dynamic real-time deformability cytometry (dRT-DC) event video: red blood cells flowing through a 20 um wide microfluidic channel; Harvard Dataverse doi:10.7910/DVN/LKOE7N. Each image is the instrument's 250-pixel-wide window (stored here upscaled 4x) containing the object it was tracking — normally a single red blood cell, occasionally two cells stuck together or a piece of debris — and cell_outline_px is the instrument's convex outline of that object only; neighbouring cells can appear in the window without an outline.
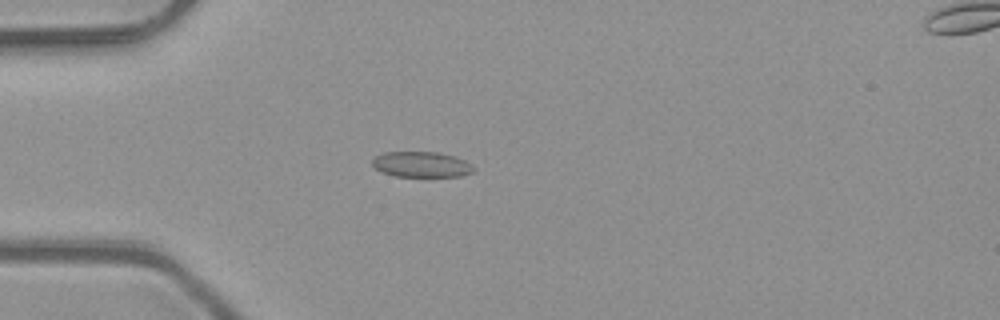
{"species": "common noctule bat (a hibernating species)", "species_latin": "Nyctalus noctula", "temperature_condition": "room temperature", "stored_images_in_passage": 39, "camera_frame_rate_fps": 3000, "um_per_image_px": 0.085, "animal": {"sex": "male", "body_mass_g": 23.1, "forearm_length_mm": 52.7}, "frame": {"image": 1, "passage_image": 6, "time_ms": 1.667, "image_size_px": [1000, 320], "cell_outline_px": [[472, 172], [460, 176], [396, 176], [380, 172], [372, 164], [372, 160], [376, 156], [384, 152], [440, 152], [456, 156], [464, 160], [472, 168]], "centroid_in_image_um": [35.77, 13.97], "position_along_channel_um": 49.2, "area_um2": 14.91}}
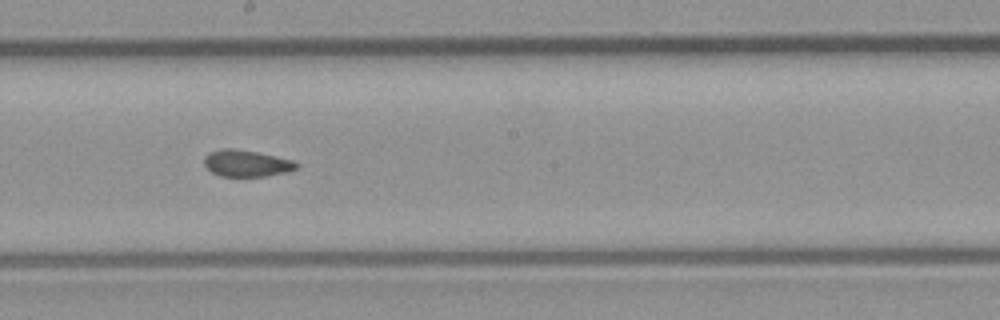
{"frame": {"image": 2, "passage_image": 20, "time_ms": 6.333, "image_size_px": [1000, 320], "cell_outline_px": [[300, 168], [288, 172], [264, 176], [220, 176], [212, 172], [204, 164], [204, 156], [208, 152], [220, 148], [232, 148], [256, 152], [292, 160], [300, 164]], "centroid_in_image_um": [20.96, 13.88], "position_along_channel_um": 227.2, "area_um2": 14.39}}
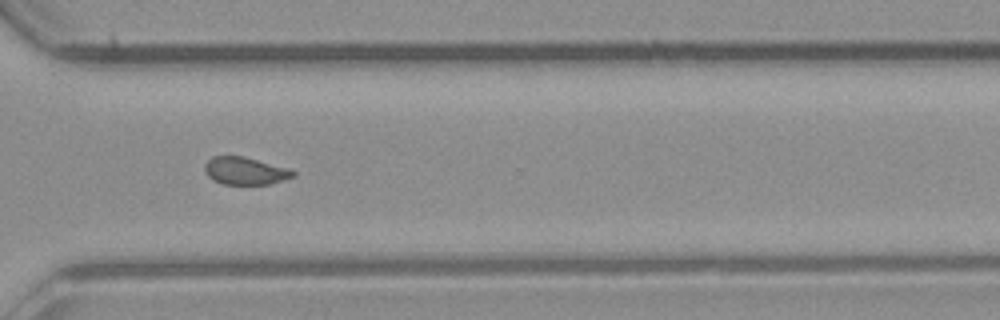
{"frame": {"image": 3, "passage_image": 29, "time_ms": 9.333, "image_size_px": [1000, 320], "cell_outline_px": [[296, 176], [284, 180], [268, 184], [224, 184], [212, 180], [204, 172], [204, 164], [212, 156], [240, 156], [288, 168], [296, 172]], "centroid_in_image_um": [20.82, 14.53], "position_along_channel_um": 349.8, "area_um2": 14.1}, "authors_computed_cell_mechanics": {"area_um2": 15.028, "velocity_mm_per_s": 4.0958, "shape_relaxation_time_tau1_ms": null, "shape_relaxation_time_tau2_ms": 1.3785, "deformation_change_tau1": null, "deformation_change_tau2": 0.0607}}